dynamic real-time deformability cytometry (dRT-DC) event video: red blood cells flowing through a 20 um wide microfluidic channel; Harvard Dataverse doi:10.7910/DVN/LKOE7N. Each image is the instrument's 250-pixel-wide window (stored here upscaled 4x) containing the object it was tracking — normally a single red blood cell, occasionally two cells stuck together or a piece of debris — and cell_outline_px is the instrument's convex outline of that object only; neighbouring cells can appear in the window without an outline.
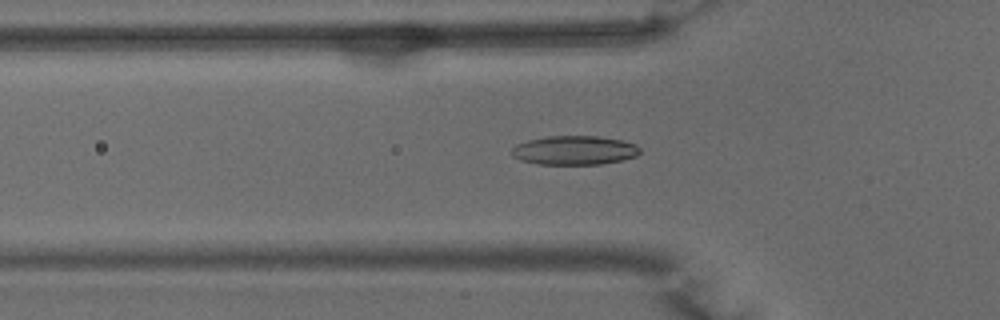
{"species": "common noctule bat (a hibernating species)", "species_latin": "Nyctalus noctula", "temperature_condition": "warm", "stored_images_in_passage": 51, "camera_frame_rate_fps": 3000, "um_per_image_px": 0.085, "animal": {"sex": "male", "body_mass_g": 15.6}, "frame": {"image": 1, "passage_image": 17, "time_ms": 5.333, "image_size_px": [1000, 320], "cell_outline_px": [[640, 152], [636, 156], [620, 160], [600, 164], [536, 164], [520, 160], [512, 156], [512, 148], [516, 144], [528, 140], [548, 136], [596, 136], [620, 140], [636, 144], [640, 148]], "centroid_in_image_um": [48.8, 12.77], "position_along_channel_um": 77.0, "area_um2": 21.62}}
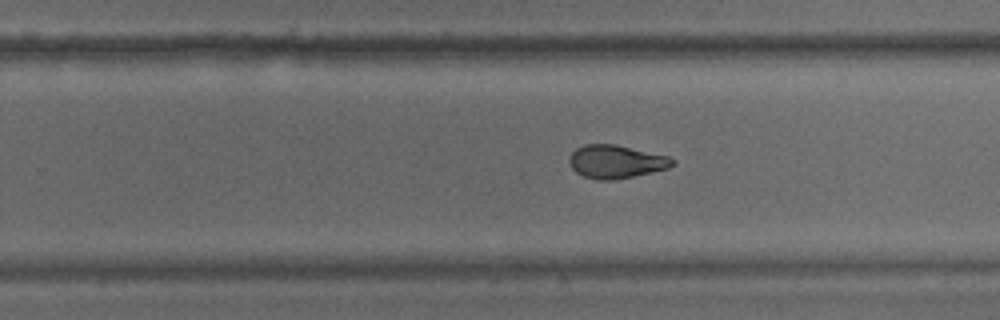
{"frame": {"image": 2, "passage_image": 32, "time_ms": 10.333, "image_size_px": [1000, 320], "cell_outline_px": [[676, 164], [668, 168], [652, 172], [612, 180], [600, 180], [584, 176], [576, 172], [572, 168], [568, 160], [572, 152], [576, 148], [584, 144], [616, 144], [668, 156], [676, 160]], "centroid_in_image_um": [52.37, 13.73], "position_along_channel_um": 277.4, "area_um2": 19.94}}
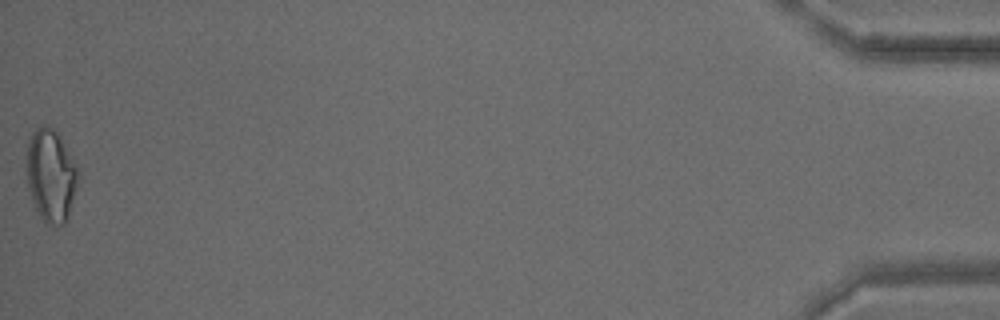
{"frame": {"image": 3, "passage_image": 51, "time_ms": 16.667, "image_size_px": [1000, 320], "cell_outline_px": [[80, 172], [68, 216], [64, 224], [52, 224], [44, 220], [40, 216], [32, 200], [28, 188], [28, 144], [32, 132], [36, 128], [44, 124], [60, 132]], "centroid_in_image_um": [4.36, 14.84], "position_along_channel_um": 430.8, "area_um2": 27.57}, "authors_computed_cell_mechanics": {"area_um2": 20.9236, "velocity_mm_per_s": 3.9937, "shape_relaxation_time_tau1_ms": null, "shape_relaxation_time_tau2_ms": 1.8836, "deformation_change_tau1": null, "deformation_change_tau2": 0.0822}}